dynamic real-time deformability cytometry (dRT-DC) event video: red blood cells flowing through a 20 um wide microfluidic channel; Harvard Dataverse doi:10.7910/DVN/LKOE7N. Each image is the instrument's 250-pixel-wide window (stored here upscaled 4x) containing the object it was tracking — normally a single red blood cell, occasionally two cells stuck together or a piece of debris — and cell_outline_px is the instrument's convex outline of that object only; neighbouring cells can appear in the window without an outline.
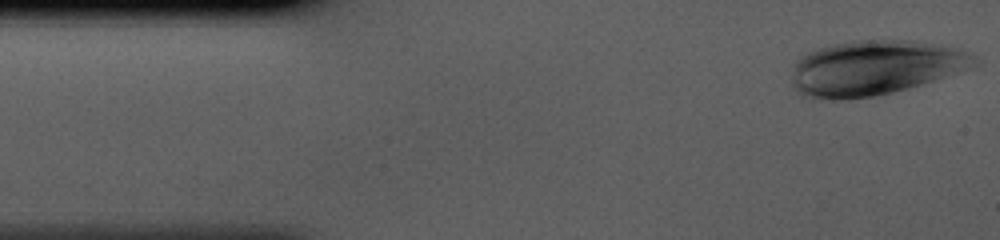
{"species": "human", "species_latin": "Homo sapiens", "temperature_condition": "cold", "stored_images_in_passage": 41, "camera_frame_rate_fps": 3000, "um_per_image_px": 0.085, "donor": {"sex": "male"}, "frame": {"image": 1, "passage_image": 1, "time_ms": 0.0, "image_size_px": [1000, 240], "cell_outline_px": [[980, 64], [908, 88], [892, 92], [872, 96], [848, 100], [828, 100], [800, 96], [796, 92], [792, 84], [792, 64], [800, 56], [808, 52], [832, 44], [852, 40], [916, 40], [956, 48], [972, 52], [980, 60]], "centroid_in_image_um": [74.32, 5.76], "position_along_channel_um": 10.7, "area_um2": 58.84}}
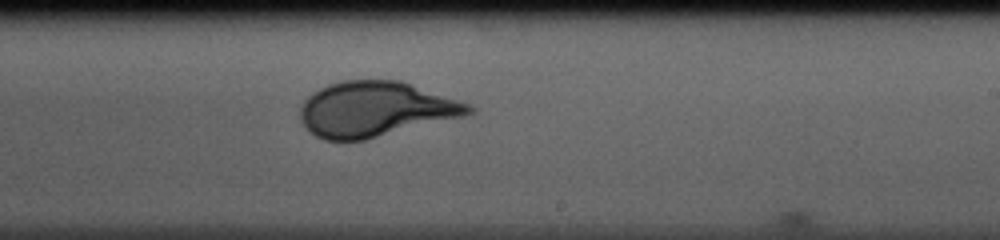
{"frame": {"image": 2, "passage_image": 24, "time_ms": 7.667, "image_size_px": [1000, 240], "cell_outline_px": [[476, 112], [464, 116], [364, 140], [324, 140], [316, 136], [300, 120], [300, 108], [304, 100], [308, 96], [320, 88], [328, 84], [344, 80], [400, 80], [468, 104], [476, 108]], "centroid_in_image_um": [31.9, 9.28], "position_along_channel_um": 257.1, "area_um2": 53.64}}
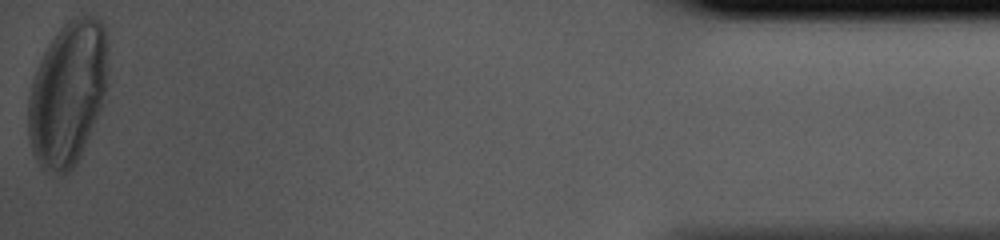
{"frame": {"image": 3, "passage_image": 41, "time_ms": 13.333, "image_size_px": [1000, 240], "cell_outline_px": [[108, 84], [104, 104], [80, 156], [76, 164], [64, 176], [44, 168], [36, 160], [32, 152], [28, 136], [28, 100], [32, 80], [40, 60], [48, 44], [60, 28], [68, 20], [76, 16], [96, 16], [104, 24], [108, 32]], "centroid_in_image_um": [5.8, 7.91], "position_along_channel_um": 429.4, "area_um2": 68.15}}